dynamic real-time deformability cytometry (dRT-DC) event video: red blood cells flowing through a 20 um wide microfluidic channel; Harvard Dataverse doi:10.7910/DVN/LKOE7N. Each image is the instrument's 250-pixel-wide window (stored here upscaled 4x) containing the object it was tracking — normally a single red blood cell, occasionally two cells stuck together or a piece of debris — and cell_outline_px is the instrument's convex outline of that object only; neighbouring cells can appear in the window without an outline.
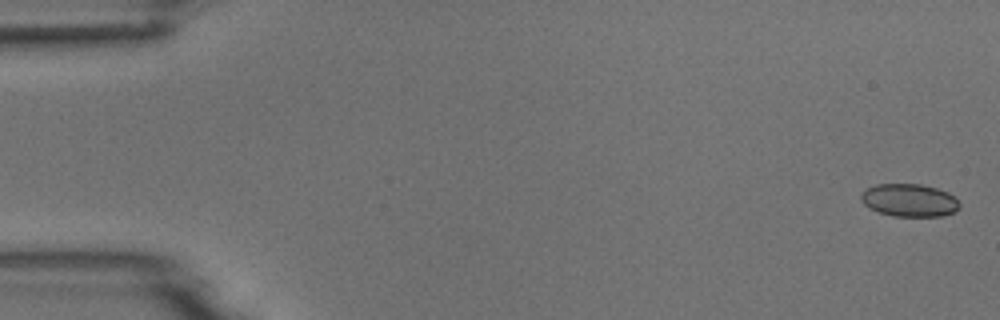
{"species": "common noctule bat (a hibernating species)", "species_latin": "Nyctalus noctula", "temperature_condition": "room temperature", "stored_images_in_passage": 4, "camera_frame_rate_fps": 3000, "um_per_image_px": 0.085, "animal": {"sex": "male", "body_mass_g": 18.8}, "frame": {"image": 1, "passage_image": 1, "time_ms": 0.0, "image_size_px": [1000, 320], "cell_outline_px": [[960, 204], [952, 212], [944, 216], [892, 216], [868, 208], [860, 200], [860, 196], [868, 188], [876, 184], [920, 184], [936, 188], [948, 192], [956, 196]], "centroid_in_image_um": [77.29, 17.02], "position_along_channel_um": 7.7, "area_um2": 18.79}}
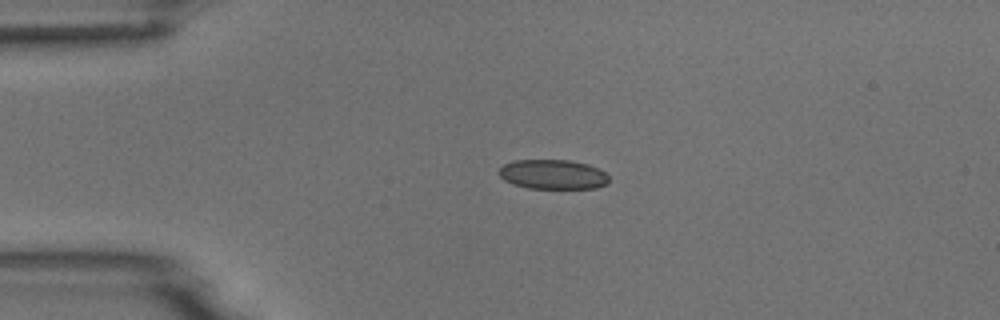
{"frame": {"image": 2, "passage_image": 4, "time_ms": 3.667, "image_size_px": [1000, 320], "cell_outline_px": [[608, 184], [596, 188], [528, 188], [512, 184], [504, 180], [496, 172], [504, 164], [516, 160], [568, 160], [588, 164], [604, 172], [608, 176]], "centroid_in_image_um": [46.97, 14.82], "position_along_channel_um": 38.0, "area_um2": 18.96}}